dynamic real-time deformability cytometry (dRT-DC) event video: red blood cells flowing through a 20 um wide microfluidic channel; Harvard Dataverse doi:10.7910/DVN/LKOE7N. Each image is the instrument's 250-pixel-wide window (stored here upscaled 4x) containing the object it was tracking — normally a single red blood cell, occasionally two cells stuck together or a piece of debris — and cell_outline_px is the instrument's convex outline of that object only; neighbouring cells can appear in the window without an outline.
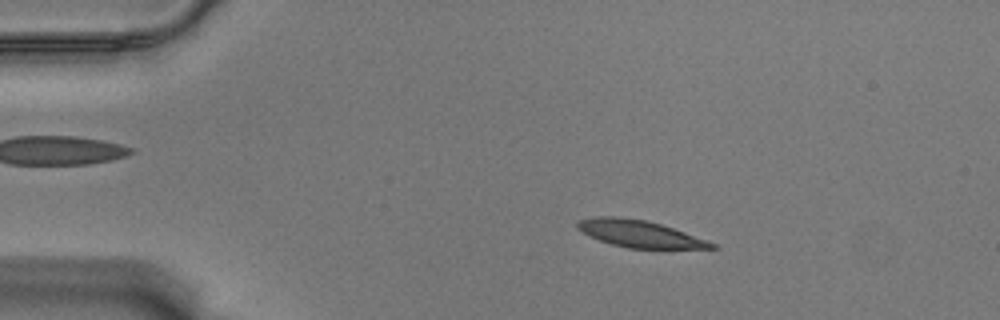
{"species": "Egyptian fruit bat (a non-hibernating species)", "species_latin": "Rousettus aegyptiacus", "temperature_condition": "warm", "stored_images_in_passage": 57, "camera_frame_rate_fps": 3000, "um_per_image_px": 0.085, "animal": {"sex": "male"}, "frame": {"image": 1, "passage_image": 10, "time_ms": 3.0, "image_size_px": [1000, 320], "cell_outline_px": [[720, 248], [628, 248], [612, 244], [600, 240], [576, 228], [576, 224], [580, 220], [596, 216], [620, 216], [644, 220], [660, 224], [708, 240], [716, 244]], "centroid_in_image_um": [54.37, 19.86], "position_along_channel_um": 30.6, "area_um2": 20.75}}
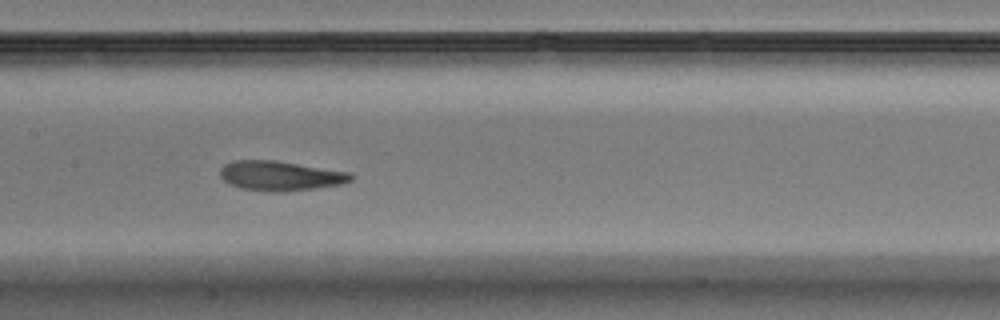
{"frame": {"image": 2, "passage_image": 28, "time_ms": 9.0, "image_size_px": [1000, 320], "cell_outline_px": [[352, 180], [340, 184], [316, 188], [284, 192], [272, 192], [240, 188], [228, 184], [220, 176], [220, 168], [224, 164], [232, 160], [276, 160], [348, 172], [352, 176]], "centroid_in_image_um": [23.76, 14.94], "position_along_channel_um": 183.6, "area_um2": 22.66}}
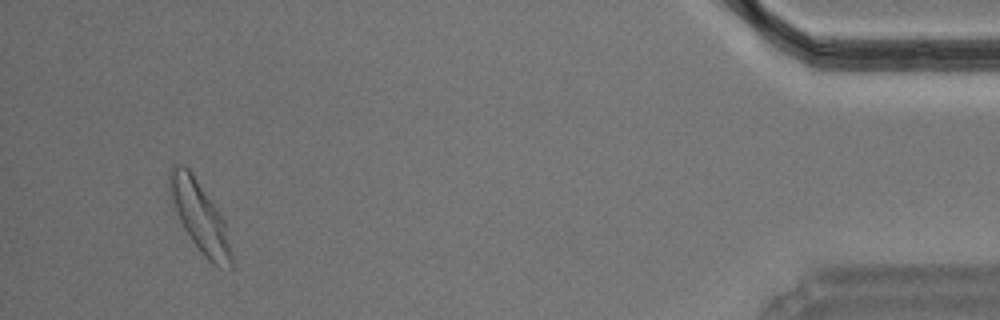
{"frame": {"image": 3, "passage_image": 54, "time_ms": 17.667, "image_size_px": [1000, 320], "cell_outline_px": [[232, 268], [212, 264], [204, 256], [192, 240], [184, 228], [176, 212], [168, 192], [168, 168], [172, 164], [184, 164], [192, 172], [224, 220], [232, 256]], "centroid_in_image_um": [16.93, 18.34], "position_along_channel_um": 418.3, "area_um2": 25.09}, "authors_computed_cell_mechanics": {"area_um2": 22.3686, "velocity_mm_per_s": 3.5016, "shape_relaxation_time_tau1_ms": 3.6161, "shape_relaxation_time_tau2_ms": 2.2075, "deformation_change_tau1": 0.1672, "deformation_change_tau2": 0.1007}}